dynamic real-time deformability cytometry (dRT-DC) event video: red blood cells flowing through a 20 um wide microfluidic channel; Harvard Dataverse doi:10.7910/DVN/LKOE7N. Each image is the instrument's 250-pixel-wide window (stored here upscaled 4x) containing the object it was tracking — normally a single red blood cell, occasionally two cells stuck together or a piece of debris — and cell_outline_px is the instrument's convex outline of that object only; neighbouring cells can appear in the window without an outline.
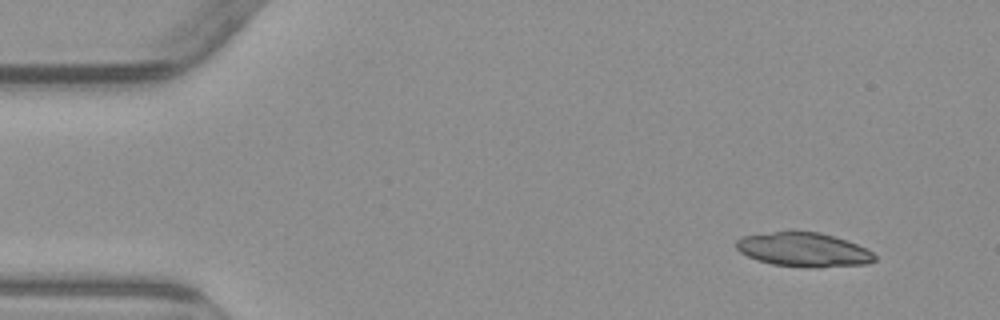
{"species": "common noctule bat (a hibernating species)", "species_latin": "Nyctalus noctula", "temperature_condition": "warm", "stored_images_in_passage": 4, "camera_frame_rate_fps": 3000, "um_per_image_px": 0.085, "animal": {"sex": "male", "body_mass_g": 23.1, "forearm_length_mm": 52.7}, "frame": {"image": 1, "passage_image": 1, "time_ms": 0.0, "image_size_px": [1000, 320], "cell_outline_px": [[876, 260], [868, 264], [820, 268], [816, 268], [772, 264], [756, 260], [740, 252], [736, 248], [736, 240], [740, 236], [788, 228], [796, 228], [820, 232], [848, 240], [872, 252], [876, 256]], "centroid_in_image_um": [68.27, 21.17], "position_along_channel_um": 16.7, "area_um2": 28.67}}